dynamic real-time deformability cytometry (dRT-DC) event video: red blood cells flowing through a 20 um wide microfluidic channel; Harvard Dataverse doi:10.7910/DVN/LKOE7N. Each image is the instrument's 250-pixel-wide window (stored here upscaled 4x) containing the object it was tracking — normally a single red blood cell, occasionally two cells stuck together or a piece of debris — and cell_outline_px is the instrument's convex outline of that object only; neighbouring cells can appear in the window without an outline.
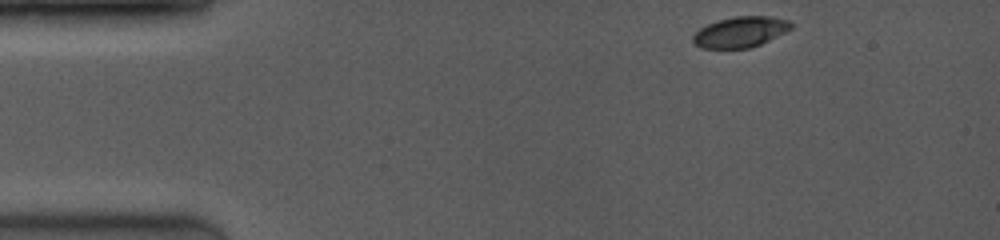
{"species": "common noctule bat (a hibernating species)", "species_latin": "Nyctalus noctula", "temperature_condition": "room temperature", "stored_images_in_passage": 55, "camera_frame_rate_fps": 4000, "um_per_image_px": 0.085, "animal": {"sex": "female", "body_mass_g": 19.0, "forearm_length_mm": 53.3}, "frame": {"image": 1, "passage_image": 1, "time_ms": 0.0, "image_size_px": [1000, 240], "cell_outline_px": [[792, 28], [752, 48], [700, 48], [692, 40], [692, 36], [700, 28], [716, 20], [736, 16], [772, 16], [788, 20], [792, 24]], "centroid_in_image_um": [62.92, 2.71], "position_along_channel_um": 22.1, "area_um2": 17.46}}
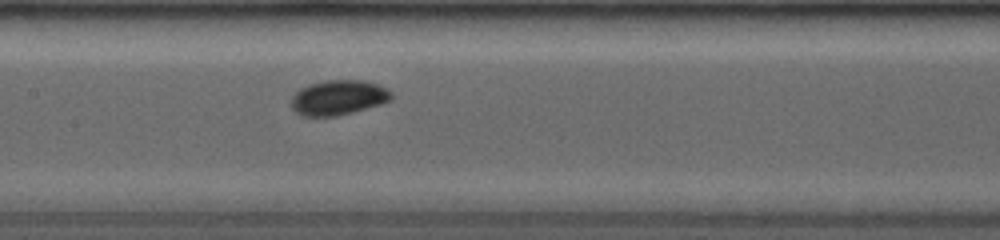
{"frame": {"image": 2, "passage_image": 27, "time_ms": 5.75, "image_size_px": [1000, 240], "cell_outline_px": [[392, 100], [380, 104], [352, 112], [336, 116], [300, 116], [292, 108], [292, 96], [300, 88], [312, 84], [332, 80], [356, 80], [376, 84], [392, 92]], "centroid_in_image_um": [28.75, 8.31], "position_along_channel_um": 178.7, "area_um2": 20.0}}
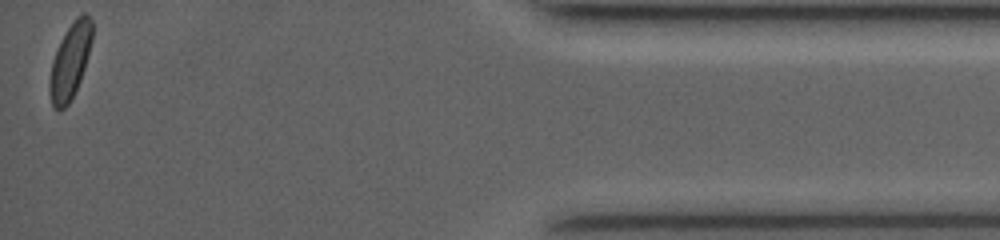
{"frame": {"image": 3, "passage_image": 55, "time_ms": 13.25, "image_size_px": [1000, 240], "cell_outline_px": [[92, 40], [84, 68], [80, 80], [68, 104], [60, 112], [52, 108], [48, 92], [48, 84], [52, 60], [60, 40], [76, 16], [84, 12], [92, 20]], "centroid_in_image_um": [5.93, 5.23], "position_along_channel_um": 429.3, "area_um2": 18.79}, "authors_computed_cell_mechanics": {"area_um2": 18.6116, "velocity_mm_per_s": 4.1327, "shape_relaxation_time_tau1_ms": 0.9855, "shape_relaxation_time_tau2_ms": null, "deformation_change_tau1": 0.0609, "deformation_change_tau2": null}}